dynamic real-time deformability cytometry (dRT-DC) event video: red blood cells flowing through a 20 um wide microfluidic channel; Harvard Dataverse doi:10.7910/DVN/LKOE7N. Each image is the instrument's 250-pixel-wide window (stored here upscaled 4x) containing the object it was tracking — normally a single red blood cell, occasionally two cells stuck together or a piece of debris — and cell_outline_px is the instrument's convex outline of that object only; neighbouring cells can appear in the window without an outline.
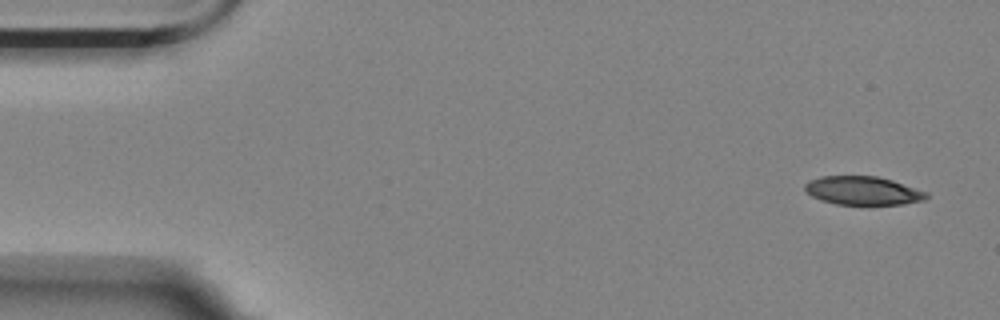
{"species": "Egyptian fruit bat (a non-hibernating species)", "species_latin": "Rousettus aegyptiacus", "temperature_condition": "room temperature", "stored_images_in_passage": 5, "camera_frame_rate_fps": 3000, "um_per_image_px": 0.085, "animal": {"sex": "female"}, "frame": {"image": 1, "passage_image": 1, "time_ms": 0.0, "image_size_px": [1000, 320], "cell_outline_px": [[928, 196], [924, 200], [904, 204], [836, 204], [820, 200], [812, 196], [804, 188], [804, 184], [820, 176], [876, 176], [892, 180], [928, 192]], "centroid_in_image_um": [73.35, 16.2], "position_along_channel_um": 11.6, "area_um2": 20.06}}